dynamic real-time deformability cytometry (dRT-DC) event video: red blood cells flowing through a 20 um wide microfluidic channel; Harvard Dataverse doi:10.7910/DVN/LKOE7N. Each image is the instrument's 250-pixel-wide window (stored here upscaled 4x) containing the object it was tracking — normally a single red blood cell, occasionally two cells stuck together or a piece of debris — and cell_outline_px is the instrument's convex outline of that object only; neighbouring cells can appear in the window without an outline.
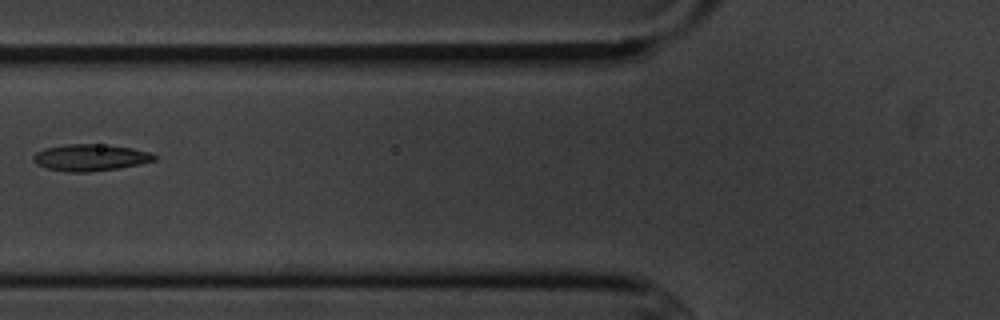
{"species": "common noctule bat (a hibernating species)", "species_latin": "Nyctalus noctula", "temperature_condition": "cold", "stored_images_in_passage": 7, "camera_frame_rate_fps": 3000, "um_per_image_px": 0.085, "animal": {"sex": "male", "body_mass_g": 20.1, "forearm_length_mm": 53.5}, "frame": {"image": 1, "passage_image": 6, "time_ms": 6.667, "image_size_px": [1000, 320], "cell_outline_px": [[156, 160], [140, 164], [116, 168], [88, 172], [68, 172], [48, 168], [36, 164], [32, 160], [32, 156], [36, 152], [44, 148], [68, 144], [108, 144], [132, 148], [152, 152], [156, 156]], "centroid_in_image_um": [7.68, 13.38], "position_along_channel_um": 118.1, "area_um2": 18.9}}
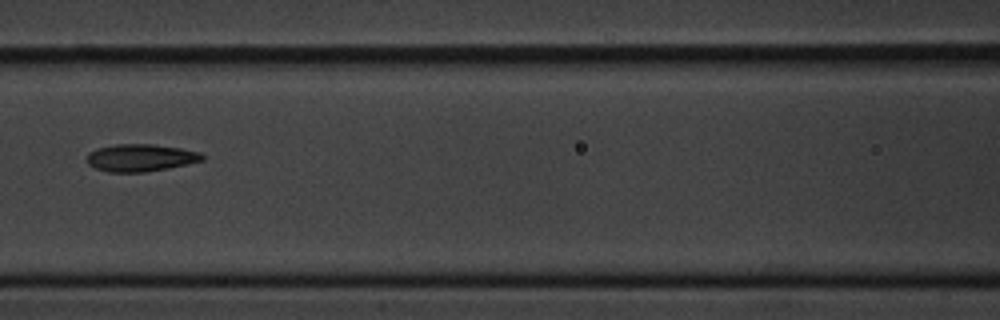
{"frame": {"image": 2, "passage_image": 7, "time_ms": 7.667, "image_size_px": [1000, 320], "cell_outline_px": [[204, 160], [168, 168], [144, 172], [108, 172], [96, 168], [88, 164], [88, 152], [96, 148], [116, 144], [152, 144], [180, 148], [200, 152], [204, 156]], "centroid_in_image_um": [11.94, 13.4], "position_along_channel_um": 154.7, "area_um2": 18.32}}